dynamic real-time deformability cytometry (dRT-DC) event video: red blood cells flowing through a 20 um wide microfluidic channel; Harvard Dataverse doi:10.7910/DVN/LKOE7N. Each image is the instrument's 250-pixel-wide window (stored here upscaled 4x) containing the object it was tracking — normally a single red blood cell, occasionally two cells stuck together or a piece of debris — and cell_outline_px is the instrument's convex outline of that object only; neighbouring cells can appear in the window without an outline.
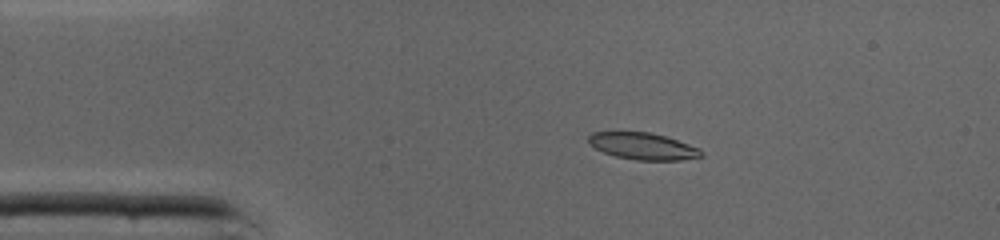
{"species": "common noctule bat (a hibernating species)", "species_latin": "Nyctalus noctula", "temperature_condition": "cold", "stored_images_in_passage": 38, "camera_frame_rate_fps": 3000, "um_per_image_px": 0.085, "animal": {"sex": "male", "body_mass_g": 19.0, "forearm_length_mm": 50.8}, "frame": {"image": 1, "passage_image": 1, "time_ms": 0.0, "image_size_px": [1000, 240], "cell_outline_px": [[704, 156], [680, 160], [636, 160], [616, 156], [604, 152], [596, 148], [588, 140], [588, 136], [592, 132], [648, 132], [664, 136], [700, 148], [704, 152]], "centroid_in_image_um": [54.68, 12.43], "position_along_channel_um": 30.3, "area_um2": 17.4}}
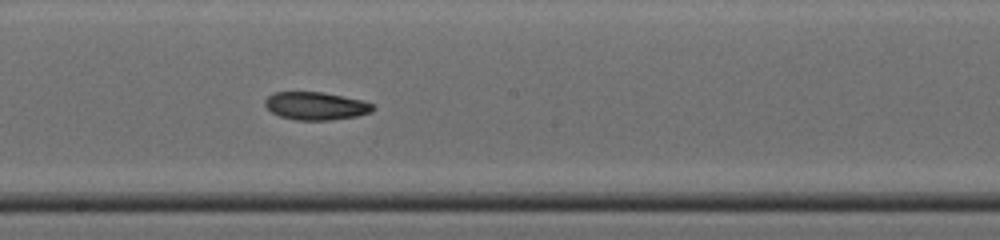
{"frame": {"image": 2, "passage_image": 17, "time_ms": 5.333, "image_size_px": [1000, 240], "cell_outline_px": [[376, 108], [372, 112], [356, 116], [332, 120], [296, 120], [280, 116], [272, 112], [264, 104], [264, 100], [272, 92], [320, 92], [360, 100], [372, 104]], "centroid_in_image_um": [26.82, 9.01], "position_along_channel_um": 221.4, "area_um2": 17.4}}
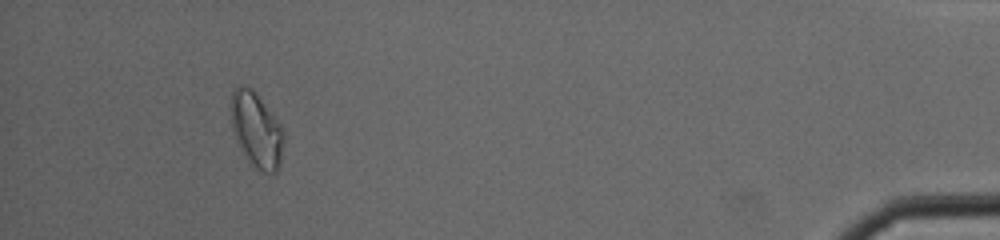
{"frame": {"image": 3, "passage_image": 35, "time_ms": 11.333, "image_size_px": [1000, 240], "cell_outline_px": [[284, 140], [280, 164], [276, 172], [260, 172], [248, 164], [244, 156], [232, 128], [232, 92], [240, 84], [248, 88], [260, 100], [284, 128]], "centroid_in_image_um": [21.82, 11.14], "position_along_channel_um": 413.4, "area_um2": 22.66}, "authors_computed_cell_mechanics": {"area_um2": 18.3804, "velocity_mm_per_s": 4.3602, "shape_relaxation_time_tau1_ms": 7.5285, "shape_relaxation_time_tau2_ms": null, "deformation_change_tau1": 0.1825, "deformation_change_tau2": null}}